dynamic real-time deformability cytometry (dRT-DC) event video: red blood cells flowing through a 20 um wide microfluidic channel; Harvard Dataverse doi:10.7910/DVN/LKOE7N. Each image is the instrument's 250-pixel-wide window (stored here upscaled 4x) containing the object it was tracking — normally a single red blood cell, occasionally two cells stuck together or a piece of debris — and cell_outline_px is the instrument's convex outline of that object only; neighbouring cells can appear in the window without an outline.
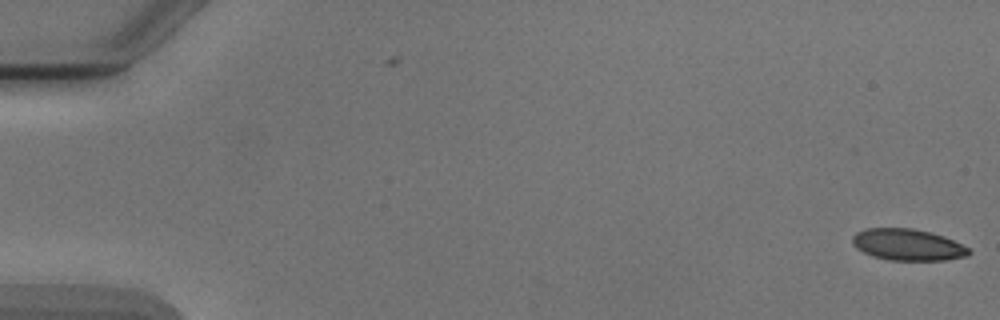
{"species": "Egyptian fruit bat (a non-hibernating species)", "species_latin": "Rousettus aegyptiacus", "temperature_condition": "cold", "stored_images_in_passage": 6, "camera_frame_rate_fps": 3000, "um_per_image_px": 0.085, "animal": {"sex": "male"}, "frame": {"image": 1, "passage_image": 1, "time_ms": 0.0, "image_size_px": [1000, 320], "cell_outline_px": [[972, 252], [968, 256], [944, 260], [888, 260], [872, 256], [856, 248], [852, 244], [852, 236], [856, 232], [864, 228], [912, 228], [932, 232], [944, 236], [968, 248]], "centroid_in_image_um": [77.13, 20.79], "position_along_channel_um": 7.9, "area_um2": 21.5}}
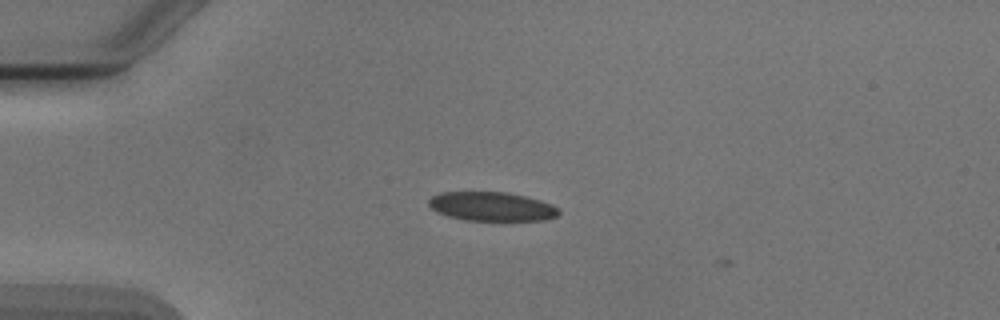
{"frame": {"image": 2, "passage_image": 4, "time_ms": 4.333, "image_size_px": [1000, 320], "cell_outline_px": [[560, 212], [556, 216], [544, 220], [464, 220], [448, 216], [436, 212], [428, 204], [428, 200], [432, 196], [440, 192], [508, 192], [540, 200], [552, 204], [560, 208]], "centroid_in_image_um": [41.79, 17.55], "position_along_channel_um": 43.2, "area_um2": 22.02}}